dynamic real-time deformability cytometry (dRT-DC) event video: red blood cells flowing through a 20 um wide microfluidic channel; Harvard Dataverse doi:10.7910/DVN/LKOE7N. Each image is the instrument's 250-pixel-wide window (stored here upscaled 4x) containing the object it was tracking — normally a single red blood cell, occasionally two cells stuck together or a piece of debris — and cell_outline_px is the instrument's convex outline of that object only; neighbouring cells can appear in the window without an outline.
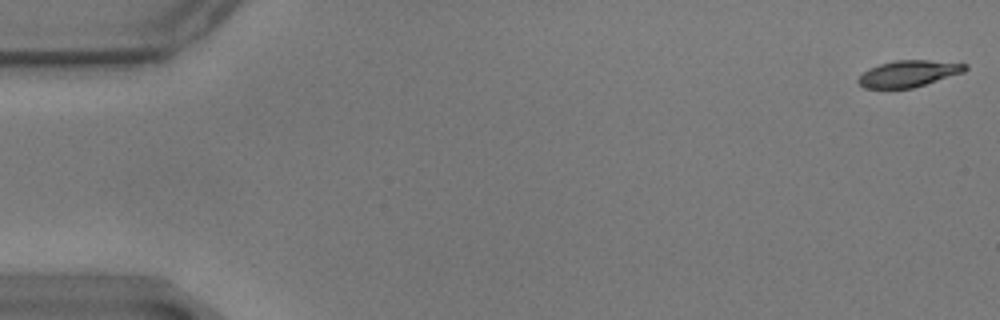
{"species": "common noctule bat (a hibernating species)", "species_latin": "Nyctalus noctula", "temperature_condition": "warm", "stored_images_in_passage": 54, "camera_frame_rate_fps": 3000, "um_per_image_px": 0.085, "animal": {"sex": "male", "body_mass_g": 17.9}, "frame": {"image": 1, "passage_image": 1, "time_ms": 0.0, "image_size_px": [1000, 320], "cell_outline_px": [[968, 68], [964, 72], [912, 88], [864, 88], [856, 80], [868, 68], [880, 64], [896, 60], [928, 60], [968, 64]], "centroid_in_image_um": [77.23, 6.25], "position_along_channel_um": 7.8, "area_um2": 16.36}}
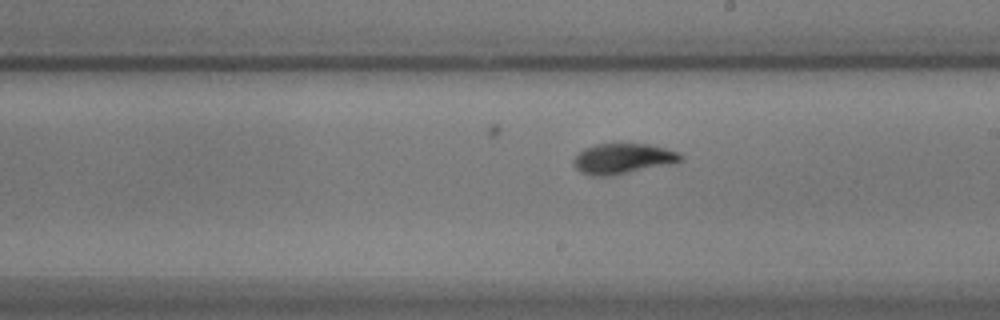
{"frame": {"image": 2, "passage_image": 33, "time_ms": 10.667, "image_size_px": [1000, 320], "cell_outline_px": [[684, 160], [668, 164], [612, 176], [588, 176], [580, 172], [572, 164], [572, 160], [584, 148], [596, 144], [648, 144], [680, 152], [684, 156]], "centroid_in_image_um": [52.92, 13.49], "position_along_channel_um": 236.1, "area_um2": 19.02}}
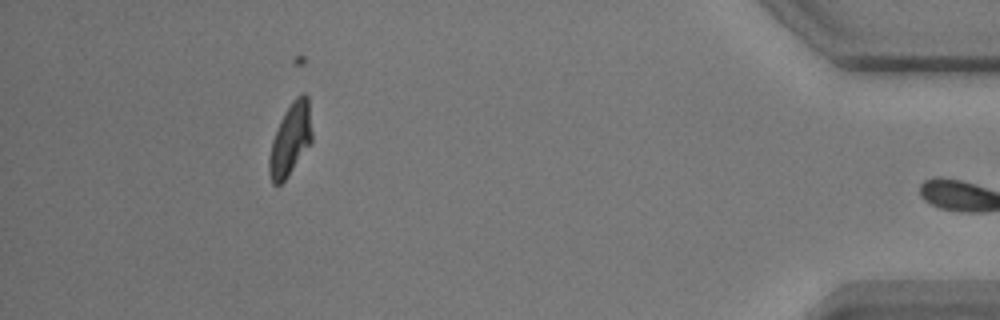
{"frame": {"image": 3, "passage_image": 53, "time_ms": 17.333, "image_size_px": [1000, 320], "cell_outline_px": [[312, 140], [288, 176], [280, 184], [272, 184], [268, 172], [268, 156], [272, 140], [280, 120], [284, 112], [292, 100], [300, 92], [304, 92], [308, 96], [312, 132]], "centroid_in_image_um": [24.67, 11.82], "position_along_channel_um": 410.5, "area_um2": 18.09}, "authors_computed_cell_mechanics": {"area_um2": 18.3226, "velocity_mm_per_s": 3.4679, "shape_relaxation_time_tau1_ms": 4.1318, "shape_relaxation_time_tau2_ms": 2.4466, "deformation_change_tau1": 0.168, "deformation_change_tau2": 0.0764}}